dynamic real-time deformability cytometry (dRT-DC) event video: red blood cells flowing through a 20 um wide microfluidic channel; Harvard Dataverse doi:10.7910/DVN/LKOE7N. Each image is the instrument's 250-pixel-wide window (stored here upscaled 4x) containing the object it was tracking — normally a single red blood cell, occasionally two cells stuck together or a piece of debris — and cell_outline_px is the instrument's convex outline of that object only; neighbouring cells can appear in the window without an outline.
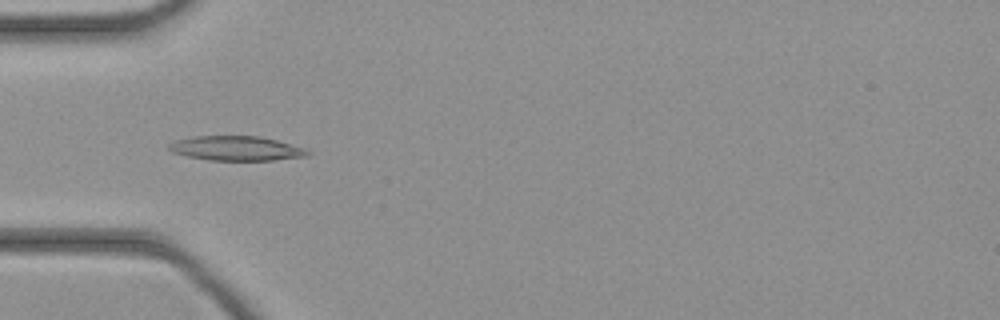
{"species": "common noctule bat (a hibernating species)", "species_latin": "Nyctalus noctula", "temperature_condition": "cold", "stored_images_in_passage": 25, "camera_frame_rate_fps": 3000, "um_per_image_px": 0.085, "animal": {"sex": "female", "body_mass_g": 21.9}, "frame": {"image": 1, "passage_image": 7, "time_ms": 2.0, "image_size_px": [1000, 320], "cell_outline_px": [[312, 152], [308, 156], [272, 160], [208, 160], [188, 156], [172, 152], [168, 148], [168, 144], [176, 140], [192, 136], [260, 136], [276, 140], [304, 148]], "centroid_in_image_um": [20.08, 12.61], "position_along_channel_um": 64.9, "area_um2": 19.77}}
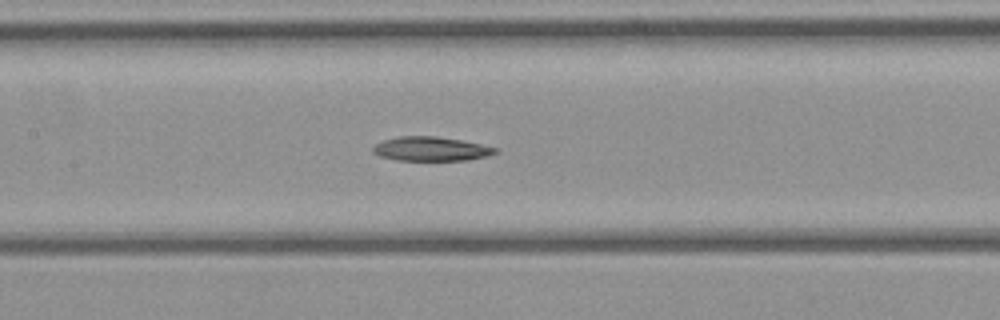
{"frame": {"image": 2, "passage_image": 14, "time_ms": 4.333, "image_size_px": [1000, 320], "cell_outline_px": [[500, 152], [488, 156], [468, 160], [396, 160], [380, 156], [372, 152], [372, 148], [376, 144], [384, 140], [400, 136], [436, 136], [460, 140], [480, 144], [496, 148]], "centroid_in_image_um": [36.64, 12.66], "position_along_channel_um": 170.8, "area_um2": 17.17}}
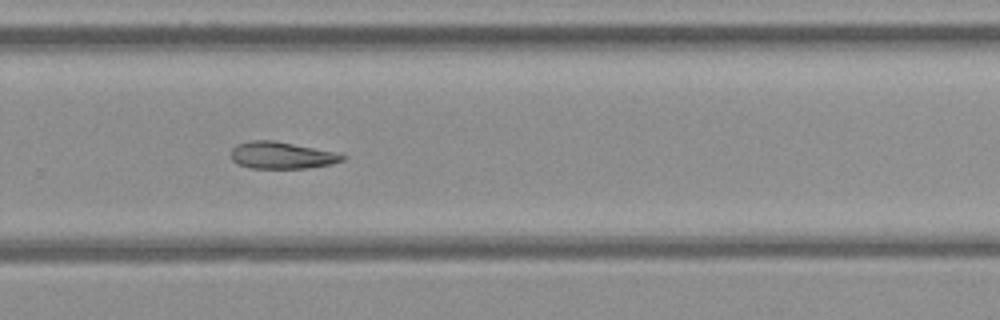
{"frame": {"image": 3, "passage_image": 23, "time_ms": 7.333, "image_size_px": [1000, 320], "cell_outline_px": [[348, 156], [344, 160], [332, 164], [308, 168], [252, 168], [236, 164], [232, 160], [232, 148], [236, 144], [252, 140], [272, 140], [336, 152]], "centroid_in_image_um": [23.95, 13.2], "position_along_channel_um": 305.8, "area_um2": 17.51}}